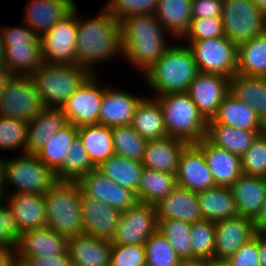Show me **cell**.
Masks as SVG:
<instances>
[{"mask_svg":"<svg viewBox=\"0 0 266 266\" xmlns=\"http://www.w3.org/2000/svg\"><path fill=\"white\" fill-rule=\"evenodd\" d=\"M263 131L233 128L222 123L207 121L206 138L214 145L242 156L251 147L256 137Z\"/></svg>","mask_w":266,"mask_h":266,"instance_id":"32","label":"cell"},{"mask_svg":"<svg viewBox=\"0 0 266 266\" xmlns=\"http://www.w3.org/2000/svg\"><path fill=\"white\" fill-rule=\"evenodd\" d=\"M27 122L0 115V150L27 152Z\"/></svg>","mask_w":266,"mask_h":266,"instance_id":"46","label":"cell"},{"mask_svg":"<svg viewBox=\"0 0 266 266\" xmlns=\"http://www.w3.org/2000/svg\"><path fill=\"white\" fill-rule=\"evenodd\" d=\"M5 164L6 160L0 157V194L4 197V193L7 192L5 184Z\"/></svg>","mask_w":266,"mask_h":266,"instance_id":"59","label":"cell"},{"mask_svg":"<svg viewBox=\"0 0 266 266\" xmlns=\"http://www.w3.org/2000/svg\"><path fill=\"white\" fill-rule=\"evenodd\" d=\"M68 238L48 226L24 231L16 247L18 261L31 257L61 255L67 251Z\"/></svg>","mask_w":266,"mask_h":266,"instance_id":"20","label":"cell"},{"mask_svg":"<svg viewBox=\"0 0 266 266\" xmlns=\"http://www.w3.org/2000/svg\"><path fill=\"white\" fill-rule=\"evenodd\" d=\"M111 129L115 154L142 162L147 140L142 138L131 124L115 126Z\"/></svg>","mask_w":266,"mask_h":266,"instance_id":"42","label":"cell"},{"mask_svg":"<svg viewBox=\"0 0 266 266\" xmlns=\"http://www.w3.org/2000/svg\"><path fill=\"white\" fill-rule=\"evenodd\" d=\"M211 121L251 131H263L264 129V123L259 116L245 102L238 100L230 92L221 102Z\"/></svg>","mask_w":266,"mask_h":266,"instance_id":"30","label":"cell"},{"mask_svg":"<svg viewBox=\"0 0 266 266\" xmlns=\"http://www.w3.org/2000/svg\"><path fill=\"white\" fill-rule=\"evenodd\" d=\"M17 262L16 247H0V266H16Z\"/></svg>","mask_w":266,"mask_h":266,"instance_id":"55","label":"cell"},{"mask_svg":"<svg viewBox=\"0 0 266 266\" xmlns=\"http://www.w3.org/2000/svg\"><path fill=\"white\" fill-rule=\"evenodd\" d=\"M4 45L2 41V35L0 31V65H3Z\"/></svg>","mask_w":266,"mask_h":266,"instance_id":"63","label":"cell"},{"mask_svg":"<svg viewBox=\"0 0 266 266\" xmlns=\"http://www.w3.org/2000/svg\"><path fill=\"white\" fill-rule=\"evenodd\" d=\"M258 255L257 233L250 241L243 244L229 260L234 266H260Z\"/></svg>","mask_w":266,"mask_h":266,"instance_id":"52","label":"cell"},{"mask_svg":"<svg viewBox=\"0 0 266 266\" xmlns=\"http://www.w3.org/2000/svg\"><path fill=\"white\" fill-rule=\"evenodd\" d=\"M97 169L110 180L137 194L144 169L142 162L113 154Z\"/></svg>","mask_w":266,"mask_h":266,"instance_id":"37","label":"cell"},{"mask_svg":"<svg viewBox=\"0 0 266 266\" xmlns=\"http://www.w3.org/2000/svg\"><path fill=\"white\" fill-rule=\"evenodd\" d=\"M263 132H264V134L266 135V123L264 124Z\"/></svg>","mask_w":266,"mask_h":266,"instance_id":"65","label":"cell"},{"mask_svg":"<svg viewBox=\"0 0 266 266\" xmlns=\"http://www.w3.org/2000/svg\"><path fill=\"white\" fill-rule=\"evenodd\" d=\"M244 175L266 177V135L260 133L242 156Z\"/></svg>","mask_w":266,"mask_h":266,"instance_id":"47","label":"cell"},{"mask_svg":"<svg viewBox=\"0 0 266 266\" xmlns=\"http://www.w3.org/2000/svg\"><path fill=\"white\" fill-rule=\"evenodd\" d=\"M198 71L231 78L237 73L238 46L226 36L187 42Z\"/></svg>","mask_w":266,"mask_h":266,"instance_id":"10","label":"cell"},{"mask_svg":"<svg viewBox=\"0 0 266 266\" xmlns=\"http://www.w3.org/2000/svg\"><path fill=\"white\" fill-rule=\"evenodd\" d=\"M147 266H181L182 259L157 230L145 242Z\"/></svg>","mask_w":266,"mask_h":266,"instance_id":"45","label":"cell"},{"mask_svg":"<svg viewBox=\"0 0 266 266\" xmlns=\"http://www.w3.org/2000/svg\"><path fill=\"white\" fill-rule=\"evenodd\" d=\"M146 248L144 244H112L110 266H144Z\"/></svg>","mask_w":266,"mask_h":266,"instance_id":"50","label":"cell"},{"mask_svg":"<svg viewBox=\"0 0 266 266\" xmlns=\"http://www.w3.org/2000/svg\"><path fill=\"white\" fill-rule=\"evenodd\" d=\"M209 263L211 266H234L229 259H212Z\"/></svg>","mask_w":266,"mask_h":266,"instance_id":"60","label":"cell"},{"mask_svg":"<svg viewBox=\"0 0 266 266\" xmlns=\"http://www.w3.org/2000/svg\"><path fill=\"white\" fill-rule=\"evenodd\" d=\"M96 75L97 72L90 75L60 108L67 122L77 128L99 124V110L105 86L98 85L99 77Z\"/></svg>","mask_w":266,"mask_h":266,"instance_id":"13","label":"cell"},{"mask_svg":"<svg viewBox=\"0 0 266 266\" xmlns=\"http://www.w3.org/2000/svg\"><path fill=\"white\" fill-rule=\"evenodd\" d=\"M196 145L203 151L216 186L231 187L243 175L240 156L212 144L206 137Z\"/></svg>","mask_w":266,"mask_h":266,"instance_id":"21","label":"cell"},{"mask_svg":"<svg viewBox=\"0 0 266 266\" xmlns=\"http://www.w3.org/2000/svg\"><path fill=\"white\" fill-rule=\"evenodd\" d=\"M192 51L184 44H171L161 58L144 74V83L156 96L187 92L198 74Z\"/></svg>","mask_w":266,"mask_h":266,"instance_id":"3","label":"cell"},{"mask_svg":"<svg viewBox=\"0 0 266 266\" xmlns=\"http://www.w3.org/2000/svg\"><path fill=\"white\" fill-rule=\"evenodd\" d=\"M175 187H177L175 174L144 168L136 197L138 202L155 205L168 196Z\"/></svg>","mask_w":266,"mask_h":266,"instance_id":"39","label":"cell"},{"mask_svg":"<svg viewBox=\"0 0 266 266\" xmlns=\"http://www.w3.org/2000/svg\"><path fill=\"white\" fill-rule=\"evenodd\" d=\"M225 36L237 46L266 32V13L251 0H223Z\"/></svg>","mask_w":266,"mask_h":266,"instance_id":"9","label":"cell"},{"mask_svg":"<svg viewBox=\"0 0 266 266\" xmlns=\"http://www.w3.org/2000/svg\"><path fill=\"white\" fill-rule=\"evenodd\" d=\"M45 108L28 76H13L0 95V115L26 122L33 120Z\"/></svg>","mask_w":266,"mask_h":266,"instance_id":"11","label":"cell"},{"mask_svg":"<svg viewBox=\"0 0 266 266\" xmlns=\"http://www.w3.org/2000/svg\"><path fill=\"white\" fill-rule=\"evenodd\" d=\"M192 0H158L155 15L173 38L181 39L192 20Z\"/></svg>","mask_w":266,"mask_h":266,"instance_id":"35","label":"cell"},{"mask_svg":"<svg viewBox=\"0 0 266 266\" xmlns=\"http://www.w3.org/2000/svg\"><path fill=\"white\" fill-rule=\"evenodd\" d=\"M133 129L144 139L167 137L163 112L156 97H142L135 108L131 123Z\"/></svg>","mask_w":266,"mask_h":266,"instance_id":"31","label":"cell"},{"mask_svg":"<svg viewBox=\"0 0 266 266\" xmlns=\"http://www.w3.org/2000/svg\"><path fill=\"white\" fill-rule=\"evenodd\" d=\"M78 136L95 168L115 154L111 127L100 124L81 126Z\"/></svg>","mask_w":266,"mask_h":266,"instance_id":"36","label":"cell"},{"mask_svg":"<svg viewBox=\"0 0 266 266\" xmlns=\"http://www.w3.org/2000/svg\"><path fill=\"white\" fill-rule=\"evenodd\" d=\"M13 76L6 65H0V95Z\"/></svg>","mask_w":266,"mask_h":266,"instance_id":"57","label":"cell"},{"mask_svg":"<svg viewBox=\"0 0 266 266\" xmlns=\"http://www.w3.org/2000/svg\"><path fill=\"white\" fill-rule=\"evenodd\" d=\"M56 181L55 172L36 154L25 152L6 160L5 184H13V193L44 194Z\"/></svg>","mask_w":266,"mask_h":266,"instance_id":"8","label":"cell"},{"mask_svg":"<svg viewBox=\"0 0 266 266\" xmlns=\"http://www.w3.org/2000/svg\"><path fill=\"white\" fill-rule=\"evenodd\" d=\"M21 26L0 28L4 45L3 64L14 76L29 77L45 60L39 37L24 22Z\"/></svg>","mask_w":266,"mask_h":266,"instance_id":"7","label":"cell"},{"mask_svg":"<svg viewBox=\"0 0 266 266\" xmlns=\"http://www.w3.org/2000/svg\"><path fill=\"white\" fill-rule=\"evenodd\" d=\"M197 195L203 220L218 222L238 215L230 187L214 186Z\"/></svg>","mask_w":266,"mask_h":266,"instance_id":"34","label":"cell"},{"mask_svg":"<svg viewBox=\"0 0 266 266\" xmlns=\"http://www.w3.org/2000/svg\"><path fill=\"white\" fill-rule=\"evenodd\" d=\"M230 92V78L217 73L198 72L187 93L206 121L217 113L218 107Z\"/></svg>","mask_w":266,"mask_h":266,"instance_id":"16","label":"cell"},{"mask_svg":"<svg viewBox=\"0 0 266 266\" xmlns=\"http://www.w3.org/2000/svg\"><path fill=\"white\" fill-rule=\"evenodd\" d=\"M257 232H266V200L262 206L261 213L254 220Z\"/></svg>","mask_w":266,"mask_h":266,"instance_id":"58","label":"cell"},{"mask_svg":"<svg viewBox=\"0 0 266 266\" xmlns=\"http://www.w3.org/2000/svg\"><path fill=\"white\" fill-rule=\"evenodd\" d=\"M157 230L168 240L183 262L192 261L191 224L181 220H157Z\"/></svg>","mask_w":266,"mask_h":266,"instance_id":"43","label":"cell"},{"mask_svg":"<svg viewBox=\"0 0 266 266\" xmlns=\"http://www.w3.org/2000/svg\"><path fill=\"white\" fill-rule=\"evenodd\" d=\"M192 261H210L215 250V222L201 220L191 224Z\"/></svg>","mask_w":266,"mask_h":266,"instance_id":"44","label":"cell"},{"mask_svg":"<svg viewBox=\"0 0 266 266\" xmlns=\"http://www.w3.org/2000/svg\"><path fill=\"white\" fill-rule=\"evenodd\" d=\"M237 73L266 77V32L238 45Z\"/></svg>","mask_w":266,"mask_h":266,"instance_id":"38","label":"cell"},{"mask_svg":"<svg viewBox=\"0 0 266 266\" xmlns=\"http://www.w3.org/2000/svg\"><path fill=\"white\" fill-rule=\"evenodd\" d=\"M230 93L245 102L266 123V77L236 73L230 78Z\"/></svg>","mask_w":266,"mask_h":266,"instance_id":"33","label":"cell"},{"mask_svg":"<svg viewBox=\"0 0 266 266\" xmlns=\"http://www.w3.org/2000/svg\"><path fill=\"white\" fill-rule=\"evenodd\" d=\"M16 266H28L25 262L18 261Z\"/></svg>","mask_w":266,"mask_h":266,"instance_id":"64","label":"cell"},{"mask_svg":"<svg viewBox=\"0 0 266 266\" xmlns=\"http://www.w3.org/2000/svg\"><path fill=\"white\" fill-rule=\"evenodd\" d=\"M155 97L161 106L169 137L187 144H196L206 136L207 121L187 92L167 93Z\"/></svg>","mask_w":266,"mask_h":266,"instance_id":"5","label":"cell"},{"mask_svg":"<svg viewBox=\"0 0 266 266\" xmlns=\"http://www.w3.org/2000/svg\"><path fill=\"white\" fill-rule=\"evenodd\" d=\"M43 196L46 226L67 238L83 233L81 191L77 181L57 180Z\"/></svg>","mask_w":266,"mask_h":266,"instance_id":"4","label":"cell"},{"mask_svg":"<svg viewBox=\"0 0 266 266\" xmlns=\"http://www.w3.org/2000/svg\"><path fill=\"white\" fill-rule=\"evenodd\" d=\"M142 97L105 85L99 110V124L107 127L130 125L135 108Z\"/></svg>","mask_w":266,"mask_h":266,"instance_id":"23","label":"cell"},{"mask_svg":"<svg viewBox=\"0 0 266 266\" xmlns=\"http://www.w3.org/2000/svg\"><path fill=\"white\" fill-rule=\"evenodd\" d=\"M225 36L221 17L192 18L190 26L182 40L200 41Z\"/></svg>","mask_w":266,"mask_h":266,"instance_id":"49","label":"cell"},{"mask_svg":"<svg viewBox=\"0 0 266 266\" xmlns=\"http://www.w3.org/2000/svg\"><path fill=\"white\" fill-rule=\"evenodd\" d=\"M90 75L79 65L45 61L29 77L46 108H61Z\"/></svg>","mask_w":266,"mask_h":266,"instance_id":"6","label":"cell"},{"mask_svg":"<svg viewBox=\"0 0 266 266\" xmlns=\"http://www.w3.org/2000/svg\"><path fill=\"white\" fill-rule=\"evenodd\" d=\"M22 231L10 206L0 202V247H17Z\"/></svg>","mask_w":266,"mask_h":266,"instance_id":"51","label":"cell"},{"mask_svg":"<svg viewBox=\"0 0 266 266\" xmlns=\"http://www.w3.org/2000/svg\"><path fill=\"white\" fill-rule=\"evenodd\" d=\"M257 7L266 13V0H251Z\"/></svg>","mask_w":266,"mask_h":266,"instance_id":"62","label":"cell"},{"mask_svg":"<svg viewBox=\"0 0 266 266\" xmlns=\"http://www.w3.org/2000/svg\"><path fill=\"white\" fill-rule=\"evenodd\" d=\"M4 201L13 210L22 232L46 226L43 194L5 192Z\"/></svg>","mask_w":266,"mask_h":266,"instance_id":"27","label":"cell"},{"mask_svg":"<svg viewBox=\"0 0 266 266\" xmlns=\"http://www.w3.org/2000/svg\"><path fill=\"white\" fill-rule=\"evenodd\" d=\"M230 189L238 215L255 220L266 200V177L243 174Z\"/></svg>","mask_w":266,"mask_h":266,"instance_id":"26","label":"cell"},{"mask_svg":"<svg viewBox=\"0 0 266 266\" xmlns=\"http://www.w3.org/2000/svg\"><path fill=\"white\" fill-rule=\"evenodd\" d=\"M65 156L63 164L55 171L57 180L77 181L91 170L95 169L89 154L77 135Z\"/></svg>","mask_w":266,"mask_h":266,"instance_id":"41","label":"cell"},{"mask_svg":"<svg viewBox=\"0 0 266 266\" xmlns=\"http://www.w3.org/2000/svg\"><path fill=\"white\" fill-rule=\"evenodd\" d=\"M4 199V197L0 194V202Z\"/></svg>","mask_w":266,"mask_h":266,"instance_id":"66","label":"cell"},{"mask_svg":"<svg viewBox=\"0 0 266 266\" xmlns=\"http://www.w3.org/2000/svg\"><path fill=\"white\" fill-rule=\"evenodd\" d=\"M187 145L169 136L147 140L142 164L144 168L176 174L183 148Z\"/></svg>","mask_w":266,"mask_h":266,"instance_id":"28","label":"cell"},{"mask_svg":"<svg viewBox=\"0 0 266 266\" xmlns=\"http://www.w3.org/2000/svg\"><path fill=\"white\" fill-rule=\"evenodd\" d=\"M81 194L125 211L137 202L136 193L104 176L97 168L77 180Z\"/></svg>","mask_w":266,"mask_h":266,"instance_id":"15","label":"cell"},{"mask_svg":"<svg viewBox=\"0 0 266 266\" xmlns=\"http://www.w3.org/2000/svg\"><path fill=\"white\" fill-rule=\"evenodd\" d=\"M80 209L83 233L111 241L114 237L121 211L103 201L88 198L82 194L80 196Z\"/></svg>","mask_w":266,"mask_h":266,"instance_id":"19","label":"cell"},{"mask_svg":"<svg viewBox=\"0 0 266 266\" xmlns=\"http://www.w3.org/2000/svg\"><path fill=\"white\" fill-rule=\"evenodd\" d=\"M257 233L254 220L241 215L215 222L213 259H229Z\"/></svg>","mask_w":266,"mask_h":266,"instance_id":"17","label":"cell"},{"mask_svg":"<svg viewBox=\"0 0 266 266\" xmlns=\"http://www.w3.org/2000/svg\"><path fill=\"white\" fill-rule=\"evenodd\" d=\"M175 177L178 187L197 193L216 186L203 151L196 144L183 148Z\"/></svg>","mask_w":266,"mask_h":266,"instance_id":"18","label":"cell"},{"mask_svg":"<svg viewBox=\"0 0 266 266\" xmlns=\"http://www.w3.org/2000/svg\"><path fill=\"white\" fill-rule=\"evenodd\" d=\"M28 266H72L68 250L61 255L31 257Z\"/></svg>","mask_w":266,"mask_h":266,"instance_id":"54","label":"cell"},{"mask_svg":"<svg viewBox=\"0 0 266 266\" xmlns=\"http://www.w3.org/2000/svg\"><path fill=\"white\" fill-rule=\"evenodd\" d=\"M102 8L98 16L87 20L78 15L77 9L78 65L91 75L95 74L96 63L122 56L120 23L104 7Z\"/></svg>","mask_w":266,"mask_h":266,"instance_id":"1","label":"cell"},{"mask_svg":"<svg viewBox=\"0 0 266 266\" xmlns=\"http://www.w3.org/2000/svg\"><path fill=\"white\" fill-rule=\"evenodd\" d=\"M27 4L23 22L38 37L77 7L74 0H29Z\"/></svg>","mask_w":266,"mask_h":266,"instance_id":"22","label":"cell"},{"mask_svg":"<svg viewBox=\"0 0 266 266\" xmlns=\"http://www.w3.org/2000/svg\"><path fill=\"white\" fill-rule=\"evenodd\" d=\"M158 221L154 205L137 202L121 212L119 222L110 241L112 244H145L157 231Z\"/></svg>","mask_w":266,"mask_h":266,"instance_id":"14","label":"cell"},{"mask_svg":"<svg viewBox=\"0 0 266 266\" xmlns=\"http://www.w3.org/2000/svg\"><path fill=\"white\" fill-rule=\"evenodd\" d=\"M223 0H192V18L221 17Z\"/></svg>","mask_w":266,"mask_h":266,"instance_id":"53","label":"cell"},{"mask_svg":"<svg viewBox=\"0 0 266 266\" xmlns=\"http://www.w3.org/2000/svg\"><path fill=\"white\" fill-rule=\"evenodd\" d=\"M181 266H211L209 261H186Z\"/></svg>","mask_w":266,"mask_h":266,"instance_id":"61","label":"cell"},{"mask_svg":"<svg viewBox=\"0 0 266 266\" xmlns=\"http://www.w3.org/2000/svg\"><path fill=\"white\" fill-rule=\"evenodd\" d=\"M77 135L78 128L68 123L54 134L36 155L55 172L63 164L65 156L69 154V148Z\"/></svg>","mask_w":266,"mask_h":266,"instance_id":"40","label":"cell"},{"mask_svg":"<svg viewBox=\"0 0 266 266\" xmlns=\"http://www.w3.org/2000/svg\"><path fill=\"white\" fill-rule=\"evenodd\" d=\"M27 124V153L36 154L68 122L60 108L45 107L37 117Z\"/></svg>","mask_w":266,"mask_h":266,"instance_id":"29","label":"cell"},{"mask_svg":"<svg viewBox=\"0 0 266 266\" xmlns=\"http://www.w3.org/2000/svg\"><path fill=\"white\" fill-rule=\"evenodd\" d=\"M258 252L260 266H266V232H258Z\"/></svg>","mask_w":266,"mask_h":266,"instance_id":"56","label":"cell"},{"mask_svg":"<svg viewBox=\"0 0 266 266\" xmlns=\"http://www.w3.org/2000/svg\"><path fill=\"white\" fill-rule=\"evenodd\" d=\"M154 206L157 220H181L189 224L203 220L197 192L178 186Z\"/></svg>","mask_w":266,"mask_h":266,"instance_id":"24","label":"cell"},{"mask_svg":"<svg viewBox=\"0 0 266 266\" xmlns=\"http://www.w3.org/2000/svg\"><path fill=\"white\" fill-rule=\"evenodd\" d=\"M112 243L89 234L68 238V253L72 266H110Z\"/></svg>","mask_w":266,"mask_h":266,"instance_id":"25","label":"cell"},{"mask_svg":"<svg viewBox=\"0 0 266 266\" xmlns=\"http://www.w3.org/2000/svg\"><path fill=\"white\" fill-rule=\"evenodd\" d=\"M158 0H109L103 6L119 23L131 15L154 14Z\"/></svg>","mask_w":266,"mask_h":266,"instance_id":"48","label":"cell"},{"mask_svg":"<svg viewBox=\"0 0 266 266\" xmlns=\"http://www.w3.org/2000/svg\"><path fill=\"white\" fill-rule=\"evenodd\" d=\"M122 57L141 74L148 71L171 45L155 14L131 15L120 22ZM140 69V70H139Z\"/></svg>","mask_w":266,"mask_h":266,"instance_id":"2","label":"cell"},{"mask_svg":"<svg viewBox=\"0 0 266 266\" xmlns=\"http://www.w3.org/2000/svg\"><path fill=\"white\" fill-rule=\"evenodd\" d=\"M77 8L58 21L40 39L44 60L52 64H75L77 58Z\"/></svg>","mask_w":266,"mask_h":266,"instance_id":"12","label":"cell"}]
</instances>
